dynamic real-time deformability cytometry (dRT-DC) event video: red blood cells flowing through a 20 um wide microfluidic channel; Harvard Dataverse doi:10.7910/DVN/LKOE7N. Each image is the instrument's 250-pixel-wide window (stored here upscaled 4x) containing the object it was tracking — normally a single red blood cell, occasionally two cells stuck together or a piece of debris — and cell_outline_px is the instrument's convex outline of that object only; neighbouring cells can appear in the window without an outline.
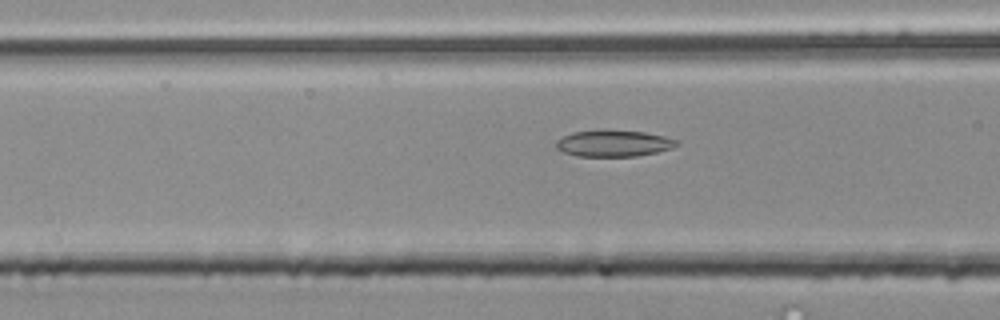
{"species": "common noctule bat (a hibernating species)", "species_latin": "Nyctalus noctula", "temperature_condition": "room temperature", "stored_images_in_passage": 10, "camera_frame_rate_fps": 3000, "um_per_image_px": 0.085, "animal": {"sex": "male", "body_mass_g": 20.4}, "frame": {"image": 1, "passage_image": 4, "time_ms": 1.0, "image_size_px": [1000, 320], "cell_outline_px": [[680, 144], [672, 148], [656, 152], [636, 156], [576, 156], [564, 152], [556, 148], [556, 140], [572, 132], [644, 132], [664, 136], [676, 140]], "centroid_in_image_um": [52.17, 12.22], "position_along_channel_um": 114.4, "area_um2": 17.86}}
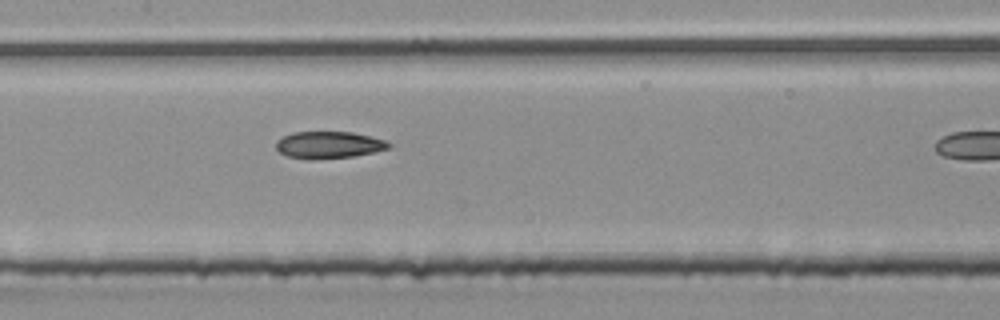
{"frame": {"image": 2, "passage_image": 9, "time_ms": 2.667, "image_size_px": [1000, 320], "cell_outline_px": [[392, 144], [388, 148], [356, 156], [312, 160], [308, 160], [288, 156], [280, 152], [276, 148], [276, 140], [292, 132], [352, 132], [384, 140]], "centroid_in_image_um": [27.91, 12.32], "position_along_channel_um": 179.5, "area_um2": 17.69}}